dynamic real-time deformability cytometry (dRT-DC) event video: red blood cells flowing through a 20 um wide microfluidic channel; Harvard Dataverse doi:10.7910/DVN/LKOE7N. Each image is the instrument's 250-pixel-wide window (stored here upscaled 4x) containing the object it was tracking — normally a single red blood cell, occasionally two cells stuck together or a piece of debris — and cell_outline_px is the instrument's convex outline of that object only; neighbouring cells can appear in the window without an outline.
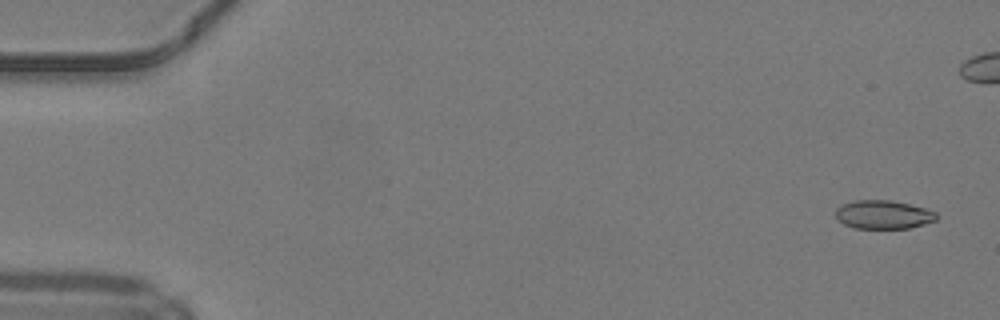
{"species": "common noctule bat (a hibernating species)", "species_latin": "Nyctalus noctula", "temperature_condition": "warm", "stored_images_in_passage": 43, "camera_frame_rate_fps": 3000, "um_per_image_px": 0.085, "animal": {"sex": "male", "body_mass_g": 19.2, "forearm_length_mm": 51.8}, "frame": {"image": 1, "passage_image": 2, "time_ms": 0.333, "image_size_px": [1000, 320], "cell_outline_px": [[936, 220], [908, 228], [852, 228], [844, 224], [836, 216], [836, 208], [840, 204], [852, 200], [892, 200], [924, 208], [936, 212]], "centroid_in_image_um": [75.03, 18.23], "position_along_channel_um": 10.0, "area_um2": 16.7}}
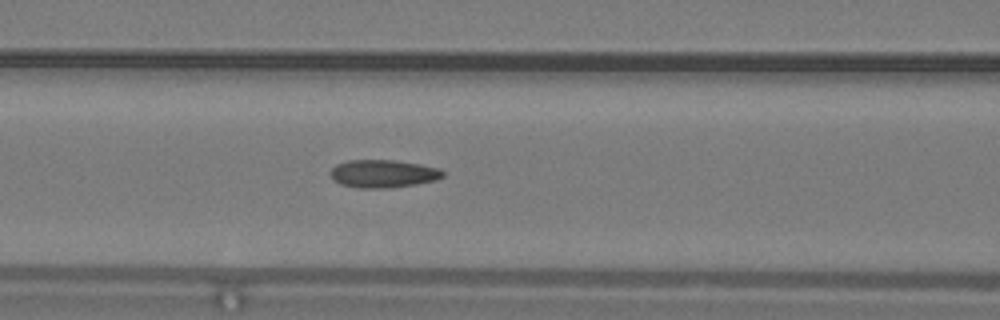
{"frame": {"image": 2, "passage_image": 21, "time_ms": 6.667, "image_size_px": [1000, 320], "cell_outline_px": [[444, 176], [436, 180], [416, 184], [388, 188], [356, 188], [340, 184], [332, 180], [328, 172], [336, 164], [348, 160], [396, 160], [420, 164], [440, 168], [444, 172]], "centroid_in_image_um": [32.53, 14.76], "position_along_channel_um": 134.1, "area_um2": 18.55}}
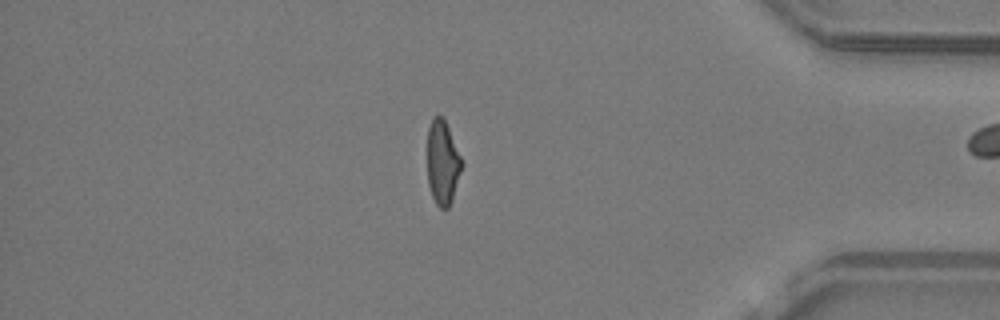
{"frame": {"image": 3, "passage_image": 42, "time_ms": 13.667, "image_size_px": [1000, 320], "cell_outline_px": [[460, 172], [452, 200], [448, 208], [440, 208], [436, 204], [432, 196], [428, 184], [428, 128], [432, 116], [440, 116], [444, 120], [448, 128], [460, 156]], "centroid_in_image_um": [37.59, 13.83], "position_along_channel_um": 397.6, "area_um2": 16.36}}